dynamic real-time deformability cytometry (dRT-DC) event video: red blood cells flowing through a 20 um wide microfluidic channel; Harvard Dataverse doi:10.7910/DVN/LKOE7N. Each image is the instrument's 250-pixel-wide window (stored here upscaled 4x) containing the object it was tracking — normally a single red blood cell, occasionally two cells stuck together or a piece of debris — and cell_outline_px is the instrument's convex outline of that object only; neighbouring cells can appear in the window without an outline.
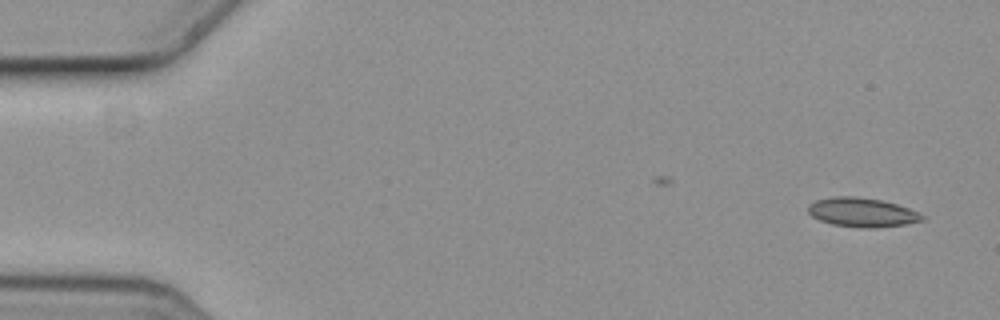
{"species": "common noctule bat (a hibernating species)", "species_latin": "Nyctalus noctula", "temperature_condition": "cold", "stored_images_in_passage": 3, "camera_frame_rate_fps": 3000, "um_per_image_px": 0.085, "animal": {"sex": "female", "body_mass_g": 19.3, "forearm_length_mm": 54.1}, "frame": {"image": 1, "passage_image": 3, "time_ms": 0.667, "image_size_px": [1000, 320], "cell_outline_px": [[924, 220], [908, 224], [876, 228], [860, 228], [832, 224], [820, 220], [812, 216], [808, 212], [808, 204], [816, 200], [832, 196], [852, 196], [880, 200], [896, 204], [908, 208], [924, 216]], "centroid_in_image_um": [73.26, 18.06], "position_along_channel_um": 11.7, "area_um2": 19.36}}